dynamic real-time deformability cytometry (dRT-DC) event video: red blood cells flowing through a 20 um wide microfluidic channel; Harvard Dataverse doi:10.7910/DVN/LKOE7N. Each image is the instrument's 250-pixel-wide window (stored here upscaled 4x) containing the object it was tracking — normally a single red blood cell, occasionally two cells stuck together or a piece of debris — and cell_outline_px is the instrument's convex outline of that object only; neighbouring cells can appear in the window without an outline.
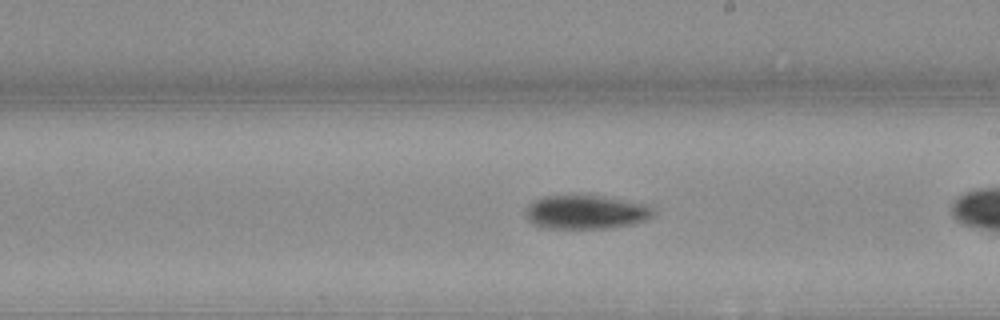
{"species": "Egyptian fruit bat (a non-hibernating species)", "species_latin": "Rousettus aegyptiacus", "temperature_condition": "warm", "stored_images_in_passage": 25, "camera_frame_rate_fps": 3000, "um_per_image_px": 0.085, "animal": {"sex": "female"}, "frame": {"image": 1, "passage_image": 15, "time_ms": 4.667, "image_size_px": [1000, 320], "cell_outline_px": [[652, 212], [648, 216], [640, 220], [628, 224], [608, 228], [548, 228], [532, 224], [528, 220], [528, 208], [536, 200], [544, 196], [596, 196], [636, 204], [652, 208]], "centroid_in_image_um": [49.67, 18.05], "position_along_channel_um": 239.3, "area_um2": 23.58}}
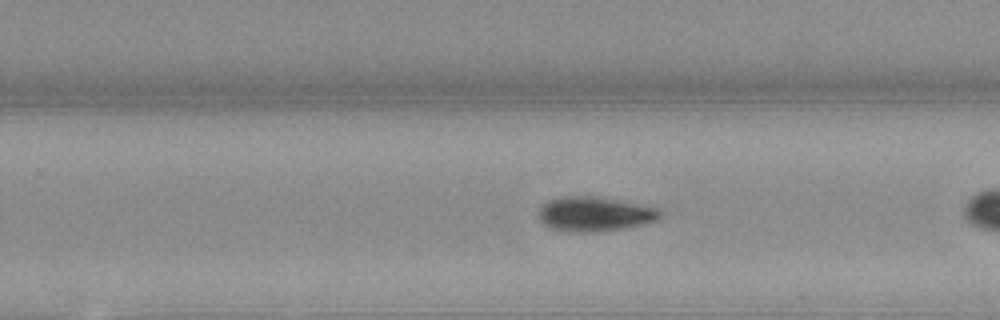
{"frame": {"image": 2, "passage_image": 18, "time_ms": 5.667, "image_size_px": [1000, 320], "cell_outline_px": [[660, 216], [656, 220], [628, 228], [596, 232], [572, 232], [552, 228], [544, 224], [540, 220], [540, 208], [548, 200], [560, 196], [600, 196], [656, 208], [660, 212]], "centroid_in_image_um": [50.53, 18.19], "position_along_channel_um": 279.3, "area_um2": 24.33}}